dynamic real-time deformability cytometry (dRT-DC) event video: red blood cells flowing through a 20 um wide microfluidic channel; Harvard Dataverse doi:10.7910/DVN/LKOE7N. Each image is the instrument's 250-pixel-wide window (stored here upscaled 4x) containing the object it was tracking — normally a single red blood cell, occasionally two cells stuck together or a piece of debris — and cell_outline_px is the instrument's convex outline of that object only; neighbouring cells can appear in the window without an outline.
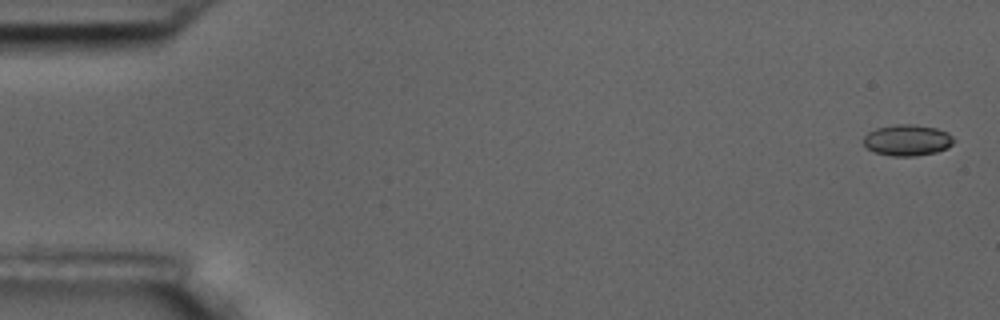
{"species": "common noctule bat (a hibernating species)", "species_latin": "Nyctalus noctula", "temperature_condition": "room temperature", "stored_images_in_passage": 11, "camera_frame_rate_fps": 3000, "um_per_image_px": 0.085, "animal": {"sex": "male", "body_mass_g": 17.5, "forearm_length_mm": 52.3}, "frame": {"image": 1, "passage_image": 1, "time_ms": 0.0, "image_size_px": [1000, 320], "cell_outline_px": [[956, 140], [948, 148], [936, 152], [916, 156], [892, 156], [872, 152], [864, 144], [864, 136], [868, 132], [876, 128], [896, 124], [912, 124], [936, 128], [948, 132]], "centroid_in_image_um": [77.13, 11.92], "position_along_channel_um": 7.9, "area_um2": 16.53}}
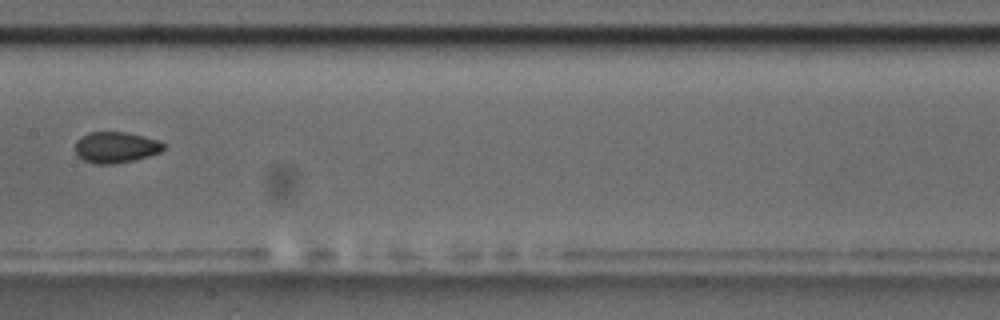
{"frame": {"image": 2, "passage_image": 8, "time_ms": 9.333, "image_size_px": [1000, 320], "cell_outline_px": [[168, 144], [160, 152], [148, 156], [132, 160], [112, 164], [92, 164], [84, 160], [76, 152], [76, 140], [80, 136], [88, 132], [128, 132], [144, 136]], "centroid_in_image_um": [9.84, 12.51], "position_along_channel_um": 197.6, "area_um2": 16.01}}
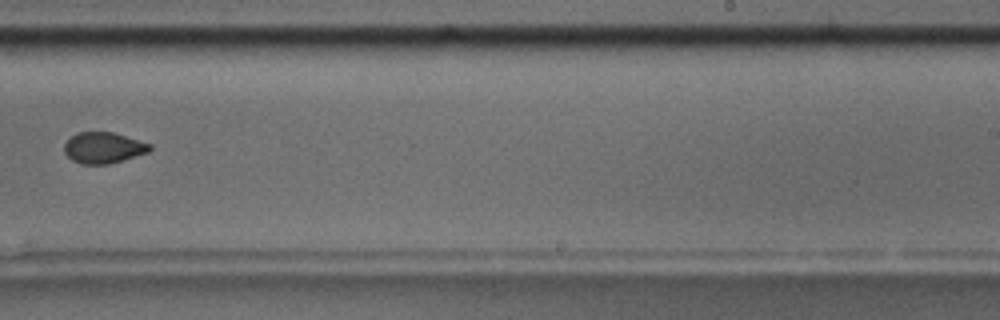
{"frame": {"image": 3, "passage_image": 10, "time_ms": 11.667, "image_size_px": [1000, 320], "cell_outline_px": [[152, 148], [148, 152], [108, 164], [80, 164], [72, 160], [64, 152], [64, 144], [76, 132], [112, 132], [152, 144]], "centroid_in_image_um": [8.78, 12.56], "position_along_channel_um": 280.2, "area_um2": 15.37}}